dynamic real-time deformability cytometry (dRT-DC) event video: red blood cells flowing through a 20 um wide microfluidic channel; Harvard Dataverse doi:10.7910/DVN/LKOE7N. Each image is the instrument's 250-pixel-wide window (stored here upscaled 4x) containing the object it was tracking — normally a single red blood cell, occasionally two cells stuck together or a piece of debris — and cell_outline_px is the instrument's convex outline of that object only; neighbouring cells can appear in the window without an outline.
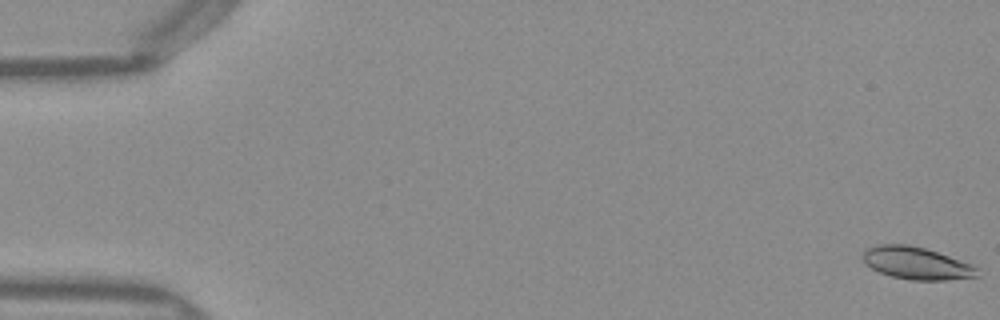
{"species": "Egyptian fruit bat (a non-hibernating species)", "species_latin": "Rousettus aegyptiacus", "temperature_condition": "warm", "stored_images_in_passage": 52, "camera_frame_rate_fps": 3000, "um_per_image_px": 0.085, "frame": {"image": 1, "passage_image": 1, "time_ms": 0.0, "image_size_px": [1000, 320], "cell_outline_px": [[980, 276], [948, 280], [912, 280], [892, 276], [880, 272], [864, 264], [864, 248], [876, 244], [908, 244], [924, 248], [972, 264], [976, 268]], "centroid_in_image_um": [77.88, 22.36], "position_along_channel_um": 7.1, "area_um2": 21.5}}
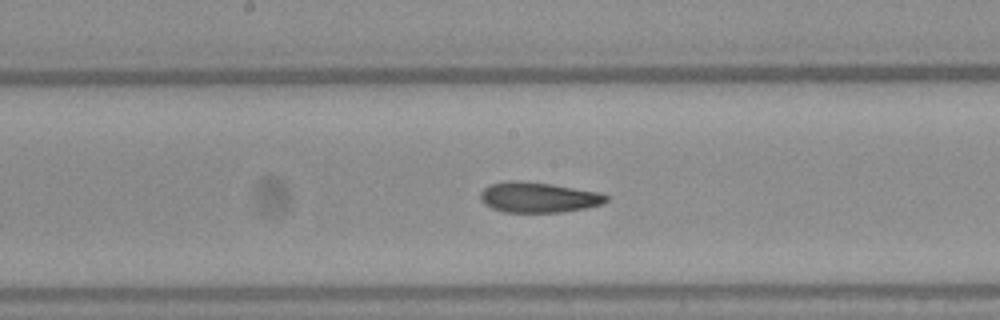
{"frame": {"image": 2, "passage_image": 27, "time_ms": 8.667, "image_size_px": [1000, 320], "cell_outline_px": [[608, 200], [600, 204], [584, 208], [564, 212], [504, 212], [492, 208], [484, 204], [480, 200], [480, 192], [488, 184], [508, 180], [520, 180], [552, 184], [596, 192], [608, 196]], "centroid_in_image_um": [45.68, 16.76], "position_along_channel_um": 202.5, "area_um2": 22.25}}
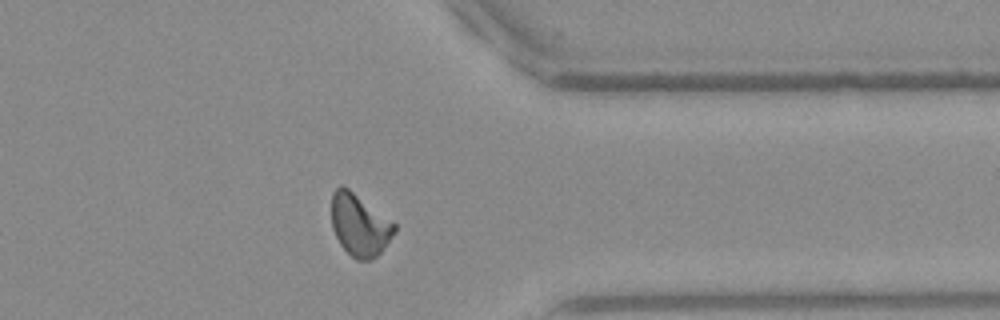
{"frame": {"image": 3, "passage_image": 41, "time_ms": 13.333, "image_size_px": [1000, 320], "cell_outline_px": [[396, 232], [380, 252], [372, 260], [356, 260], [340, 244], [332, 228], [332, 192], [340, 184], [348, 188], [396, 224]], "centroid_in_image_um": [30.56, 19.12], "position_along_channel_um": 380.8, "area_um2": 22.54}, "authors_computed_cell_mechanics": {"area_um2": 22.2819, "velocity_mm_per_s": 4.0136, "shape_relaxation_time_tau1_ms": null, "shape_relaxation_time_tau2_ms": 3.7864, "deformation_change_tau1": null, "deformation_change_tau2": 0.1029}}